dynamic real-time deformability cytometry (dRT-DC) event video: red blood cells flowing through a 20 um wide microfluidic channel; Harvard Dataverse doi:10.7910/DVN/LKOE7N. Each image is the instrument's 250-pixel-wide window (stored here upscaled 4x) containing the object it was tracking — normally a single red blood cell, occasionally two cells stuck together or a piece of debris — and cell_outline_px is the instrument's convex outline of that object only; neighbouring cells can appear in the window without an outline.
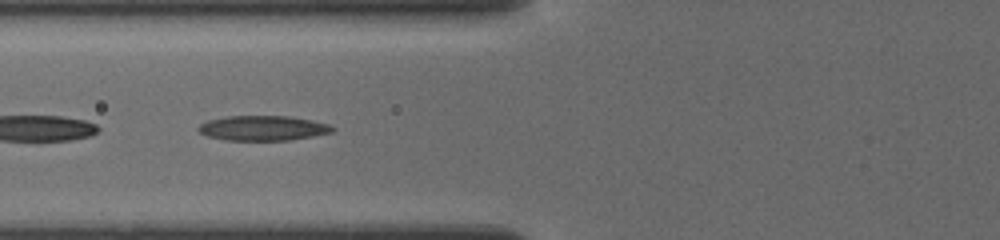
{"species": "common noctule bat (a hibernating species)", "species_latin": "Nyctalus noctula", "temperature_condition": "cold", "stored_images_in_passage": 73, "camera_frame_rate_fps": 3000, "um_per_image_px": 0.085, "animal": {"sex": "female", "body_mass_g": 19.5, "forearm_length_mm": 54.1}, "frame": {"image": 1, "passage_image": 11, "time_ms": 1.333, "image_size_px": [1000, 240], "cell_outline_px": [[336, 128], [332, 132], [312, 136], [288, 140], [224, 140], [208, 136], [200, 132], [196, 128], [200, 124], [208, 120], [228, 116], [288, 116], [328, 124]], "centroid_in_image_um": [22.31, 10.89], "position_along_channel_um": 103.5, "area_um2": 19.25}}
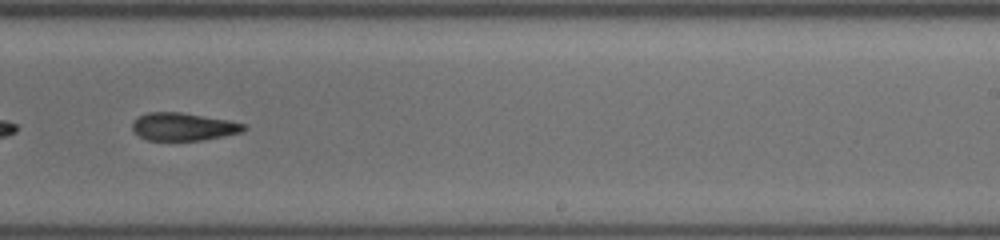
{"frame": {"image": 2, "passage_image": 41, "time_ms": 5.667, "image_size_px": [1000, 240], "cell_outline_px": [[248, 128], [244, 132], [204, 140], [148, 140], [140, 136], [132, 128], [132, 124], [136, 116], [148, 112], [180, 112], [228, 120], [244, 124]], "centroid_in_image_um": [15.6, 10.76], "position_along_channel_um": 273.4, "area_um2": 18.09}}
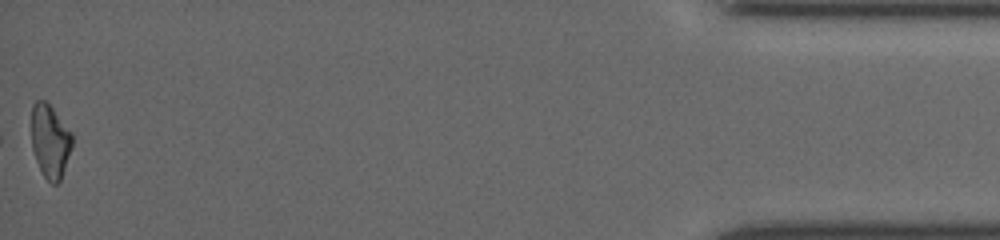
{"frame": {"image": 3, "passage_image": 73, "time_ms": 11.667, "image_size_px": [1000, 240], "cell_outline_px": [[72, 144], [60, 180], [56, 184], [52, 184], [44, 176], [36, 160], [32, 148], [32, 104], [36, 100], [44, 100], [52, 108], [72, 132]], "centroid_in_image_um": [4.25, 11.97], "position_along_channel_um": 431.0, "area_um2": 17.11}}